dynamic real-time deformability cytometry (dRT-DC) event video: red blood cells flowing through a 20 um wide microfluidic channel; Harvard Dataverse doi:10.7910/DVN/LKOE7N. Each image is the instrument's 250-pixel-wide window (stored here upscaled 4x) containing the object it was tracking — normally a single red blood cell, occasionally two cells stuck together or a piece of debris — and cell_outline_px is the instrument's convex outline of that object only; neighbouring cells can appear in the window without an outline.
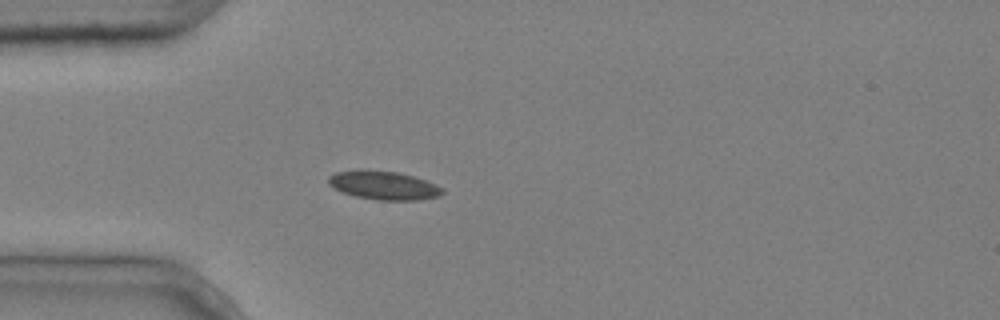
{"species": "common noctule bat (a hibernating species)", "species_latin": "Nyctalus noctula", "temperature_condition": "cold", "stored_images_in_passage": 2, "camera_frame_rate_fps": 3000, "um_per_image_px": 0.085, "animal": {"sex": "male", "body_mass_g": 20.4}, "frame": {"image": 1, "passage_image": 2, "time_ms": 0.333, "image_size_px": [1000, 320], "cell_outline_px": [[444, 192], [440, 196], [420, 200], [376, 200], [356, 196], [344, 192], [328, 184], [328, 176], [336, 172], [356, 168], [364, 168], [396, 172], [412, 176], [436, 184], [444, 188]], "centroid_in_image_um": [32.6, 15.73], "position_along_channel_um": 52.4, "area_um2": 19.25}}